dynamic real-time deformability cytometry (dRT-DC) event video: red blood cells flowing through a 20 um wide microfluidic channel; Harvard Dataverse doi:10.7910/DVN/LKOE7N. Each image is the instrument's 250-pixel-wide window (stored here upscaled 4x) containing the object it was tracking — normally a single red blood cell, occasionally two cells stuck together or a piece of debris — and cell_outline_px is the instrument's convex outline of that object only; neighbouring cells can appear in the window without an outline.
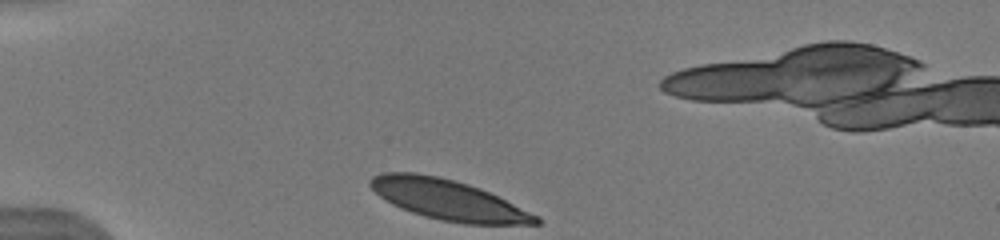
{"species": "human", "species_latin": "Homo sapiens", "temperature_condition": "warm", "stored_images_in_passage": 25, "camera_frame_rate_fps": 3000, "um_per_image_px": 0.085, "donor": {"sex": "male"}, "frame": {"image": 1, "passage_image": 1, "time_ms": 0.0, "image_size_px": [1000, 240], "cell_outline_px": [[540, 224], [464, 224], [440, 220], [424, 216], [400, 208], [392, 204], [380, 196], [368, 184], [368, 180], [372, 176], [380, 172], [416, 172], [440, 176], [468, 184], [480, 188], [540, 216]], "centroid_in_image_um": [38.07, 16.97], "position_along_channel_um": 46.9, "area_um2": 38.96}, "authors_computed_cell_mechanics": {"area_um2": 38.6682, "velocity_mm_per_s": 3.9898, "shape_relaxation_time_tau1_ms": 1.4766, "shape_relaxation_time_tau2_ms": null, "deformation_change_tau1": 0.0676, "deformation_change_tau2": null}}